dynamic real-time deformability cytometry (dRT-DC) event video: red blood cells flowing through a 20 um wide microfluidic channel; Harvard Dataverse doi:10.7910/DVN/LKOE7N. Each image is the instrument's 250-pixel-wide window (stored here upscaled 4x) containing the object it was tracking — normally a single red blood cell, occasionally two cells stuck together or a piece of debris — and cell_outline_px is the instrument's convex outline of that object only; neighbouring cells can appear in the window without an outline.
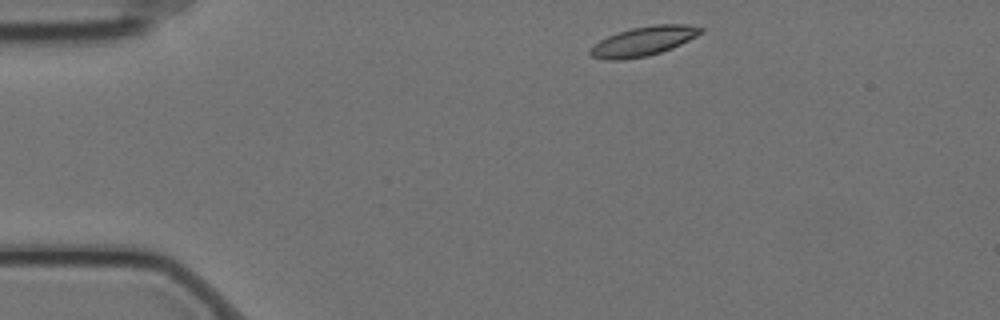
{"species": "Egyptian fruit bat (a non-hibernating species)", "species_latin": "Rousettus aegyptiacus", "temperature_condition": "cold", "stored_images_in_passage": 2, "camera_frame_rate_fps": 3000, "um_per_image_px": 0.085, "animal": {"sex": "female"}, "frame": {"image": 1, "passage_image": 1, "time_ms": 0.0, "image_size_px": [1000, 320], "cell_outline_px": [[704, 32], [672, 48], [648, 56], [624, 60], [604, 60], [592, 56], [588, 52], [588, 48], [600, 40], [608, 36], [632, 28], [656, 24], [688, 24], [704, 28]], "centroid_in_image_um": [54.68, 3.51], "position_along_channel_um": 30.3, "area_um2": 18.96}}